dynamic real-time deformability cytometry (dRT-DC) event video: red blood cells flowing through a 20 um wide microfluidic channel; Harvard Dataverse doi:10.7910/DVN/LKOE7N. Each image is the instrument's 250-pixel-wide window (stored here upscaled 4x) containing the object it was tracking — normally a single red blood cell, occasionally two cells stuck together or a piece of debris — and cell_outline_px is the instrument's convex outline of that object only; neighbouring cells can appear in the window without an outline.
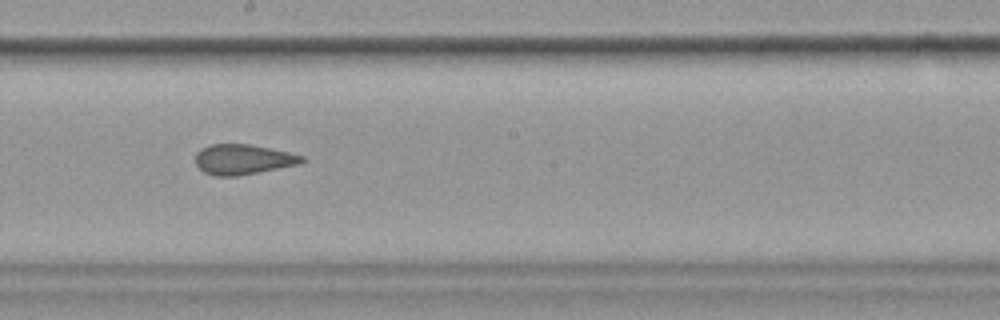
{"species": "common noctule bat (a hibernating species)", "species_latin": "Nyctalus noctula", "temperature_condition": "cold", "stored_images_in_passage": 9, "camera_frame_rate_fps": 3000, "um_per_image_px": 0.085, "animal": {"sex": "female", "body_mass_g": 19.9}, "frame": {"image": 1, "passage_image": 8, "time_ms": 9.333, "image_size_px": [1000, 320], "cell_outline_px": [[308, 160], [300, 164], [260, 172], [236, 176], [216, 176], [204, 172], [196, 164], [196, 152], [200, 148], [212, 144], [248, 144], [288, 152], [304, 156]], "centroid_in_image_um": [20.67, 13.55], "position_along_channel_um": 227.5, "area_um2": 18.73}}